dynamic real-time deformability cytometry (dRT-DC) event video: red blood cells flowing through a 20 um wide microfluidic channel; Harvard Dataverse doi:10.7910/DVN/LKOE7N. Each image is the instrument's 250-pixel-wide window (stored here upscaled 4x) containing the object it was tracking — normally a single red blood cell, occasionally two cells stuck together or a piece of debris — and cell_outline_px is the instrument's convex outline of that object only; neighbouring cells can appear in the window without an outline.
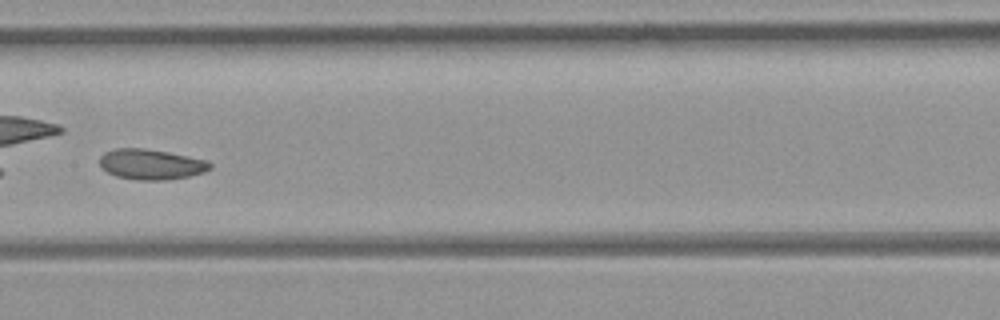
{"species": "common noctule bat (a hibernating species)", "species_latin": "Nyctalus noctula", "temperature_condition": "room temperature", "stored_images_in_passage": 29, "camera_frame_rate_fps": 3000, "um_per_image_px": 0.085, "animal": {"sex": "female", "body_mass_g": 21.9}, "frame": {"image": 1, "passage_image": 9, "time_ms": 2.667, "image_size_px": [1000, 320], "cell_outline_px": [[212, 168], [204, 172], [188, 176], [164, 180], [136, 180], [116, 176], [108, 172], [100, 164], [100, 156], [104, 152], [116, 148], [144, 148], [168, 152], [208, 160], [212, 164]], "centroid_in_image_um": [12.86, 13.96], "position_along_channel_um": 194.5, "area_um2": 19.54}}